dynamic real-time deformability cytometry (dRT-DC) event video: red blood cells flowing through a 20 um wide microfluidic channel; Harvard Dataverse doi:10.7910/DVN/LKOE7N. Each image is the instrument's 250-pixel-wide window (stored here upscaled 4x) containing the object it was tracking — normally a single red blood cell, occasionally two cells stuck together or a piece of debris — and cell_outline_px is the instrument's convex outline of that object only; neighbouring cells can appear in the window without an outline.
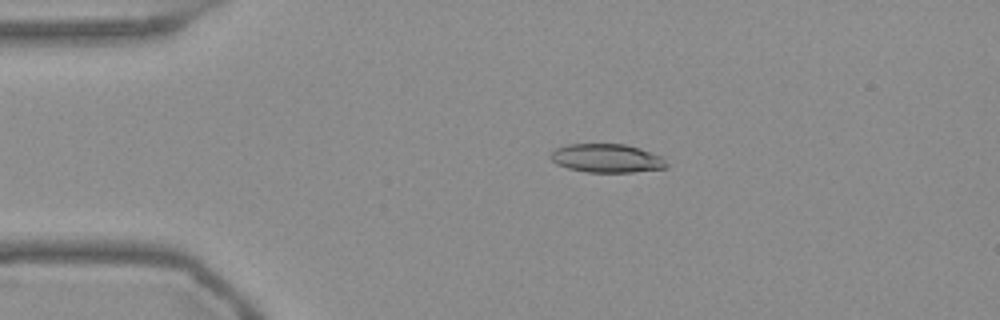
{"species": "Egyptian fruit bat (a non-hibernating species)", "species_latin": "Rousettus aegyptiacus", "temperature_condition": "warm", "stored_images_in_passage": 51, "camera_frame_rate_fps": 3000, "um_per_image_px": 0.085, "frame": {"image": 1, "passage_image": 8, "time_ms": 2.333, "image_size_px": [1000, 320], "cell_outline_px": [[668, 168], [632, 172], [588, 172], [568, 168], [556, 164], [548, 156], [556, 148], [568, 144], [624, 144], [640, 148], [660, 156], [668, 164]], "centroid_in_image_um": [51.56, 13.45], "position_along_channel_um": 33.4, "area_um2": 19.31}}
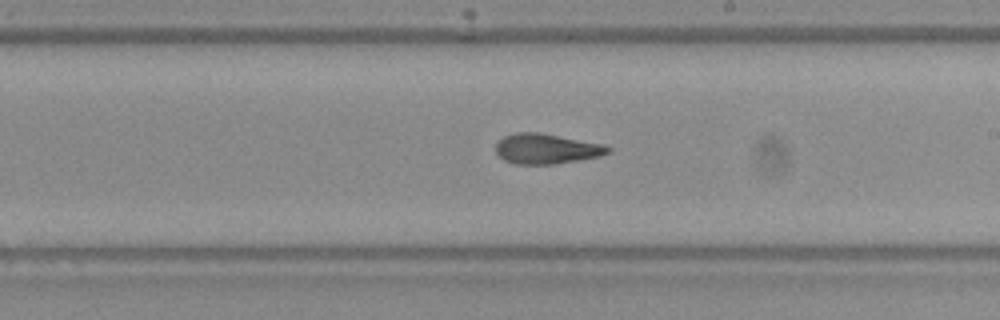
{"frame": {"image": 2, "passage_image": 28, "time_ms": 9.0, "image_size_px": [1000, 320], "cell_outline_px": [[612, 152], [600, 156], [580, 160], [556, 164], [516, 164], [504, 160], [496, 152], [496, 140], [504, 136], [516, 132], [540, 132], [604, 144], [612, 148]], "centroid_in_image_um": [46.46, 12.64], "position_along_channel_um": 242.5, "area_um2": 20.0}}
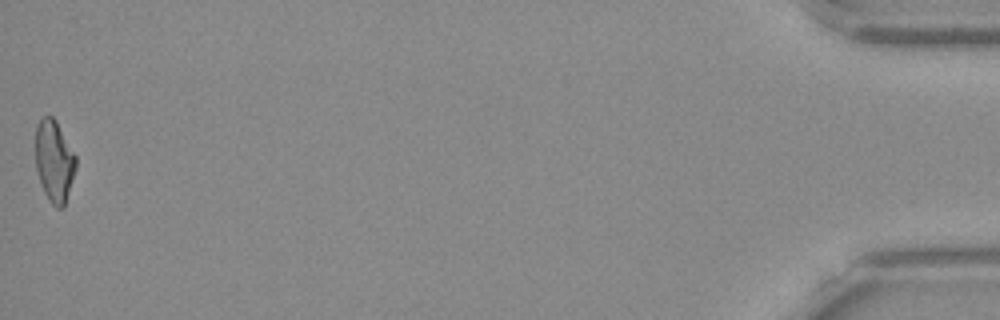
{"frame": {"image": 3, "passage_image": 51, "time_ms": 16.667, "image_size_px": [1000, 320], "cell_outline_px": [[76, 168], [64, 208], [56, 208], [52, 204], [44, 192], [40, 184], [36, 168], [36, 128], [40, 120], [44, 116], [52, 116], [56, 120], [76, 156]], "centroid_in_image_um": [4.61, 13.71], "position_along_channel_um": 430.6, "area_um2": 19.19}, "authors_computed_cell_mechanics": {"area_um2": 19.8832, "velocity_mm_per_s": 3.7555, "shape_relaxation_time_tau1_ms": 6.1853, "shape_relaxation_time_tau2_ms": 3.1968, "deformation_change_tau1": 0.1996, "deformation_change_tau2": 0.1214}}